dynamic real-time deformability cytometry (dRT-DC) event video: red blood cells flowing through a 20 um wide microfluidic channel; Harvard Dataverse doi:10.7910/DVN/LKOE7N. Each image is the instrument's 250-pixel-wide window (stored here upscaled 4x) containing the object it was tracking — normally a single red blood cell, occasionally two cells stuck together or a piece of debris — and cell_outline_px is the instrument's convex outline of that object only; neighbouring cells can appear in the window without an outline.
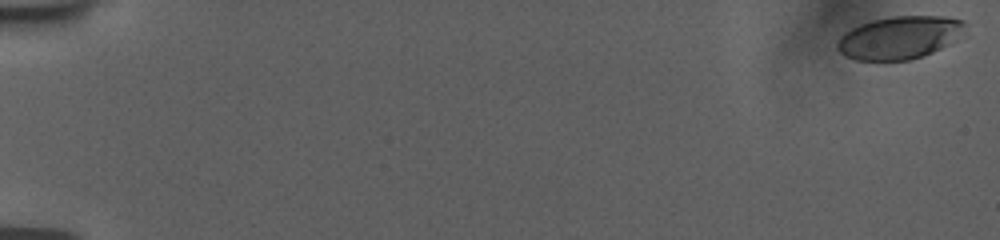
{"species": "human", "species_latin": "Homo sapiens", "temperature_condition": "room temperature", "stored_images_in_passage": 56, "camera_frame_rate_fps": 3000, "um_per_image_px": 0.085, "donor": {"sex": "female"}, "frame": {"image": 1, "passage_image": 1, "time_ms": 0.0, "image_size_px": [1000, 240], "cell_outline_px": [[968, 24], [956, 40], [924, 56], [908, 60], [856, 60], [844, 56], [836, 48], [836, 44], [840, 36], [844, 32], [860, 24], [872, 20], [892, 16], [948, 16], [964, 20]], "centroid_in_image_um": [76.46, 3.18], "position_along_channel_um": 8.5, "area_um2": 32.08}}
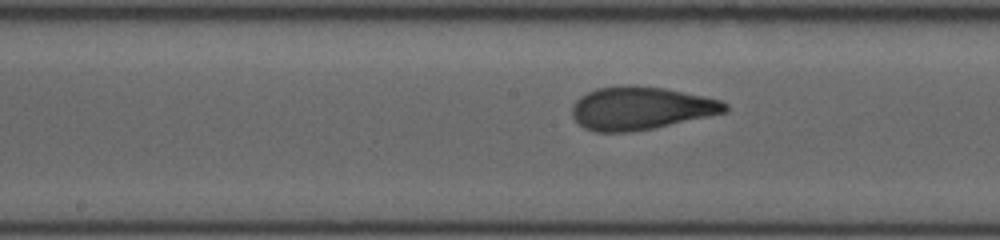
{"frame": {"image": 2, "passage_image": 31, "time_ms": 10.0, "image_size_px": [1000, 240], "cell_outline_px": [[728, 112], [652, 128], [628, 132], [596, 132], [584, 128], [572, 116], [572, 104], [580, 96], [596, 88], [664, 88], [704, 96], [720, 100], [728, 104]], "centroid_in_image_um": [54.47, 9.23], "position_along_channel_um": 193.7, "area_um2": 37.34}}
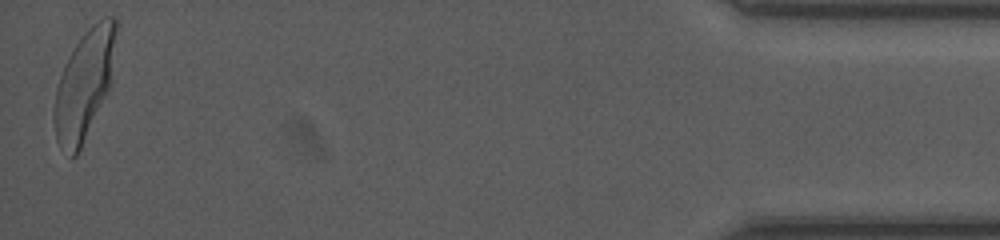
{"frame": {"image": 3, "passage_image": 56, "time_ms": 18.333, "image_size_px": [1000, 240], "cell_outline_px": [[116, 32], [108, 88], [80, 148], [76, 156], [72, 156], [60, 148], [56, 140], [52, 116], [52, 112], [56, 88], [64, 64], [76, 44], [84, 32], [92, 24], [104, 16], [116, 16]], "centroid_in_image_um": [7.1, 7.18], "position_along_channel_um": 428.1, "area_um2": 38.38}, "authors_computed_cell_mechanics": {"area_um2": 37.1654, "velocity_mm_per_s": 3.7643, "shape_relaxation_time_tau1_ms": 4.3661, "shape_relaxation_time_tau2_ms": 0.9209, "deformation_change_tau1": 0.2043, "deformation_change_tau2": 0.0754}}